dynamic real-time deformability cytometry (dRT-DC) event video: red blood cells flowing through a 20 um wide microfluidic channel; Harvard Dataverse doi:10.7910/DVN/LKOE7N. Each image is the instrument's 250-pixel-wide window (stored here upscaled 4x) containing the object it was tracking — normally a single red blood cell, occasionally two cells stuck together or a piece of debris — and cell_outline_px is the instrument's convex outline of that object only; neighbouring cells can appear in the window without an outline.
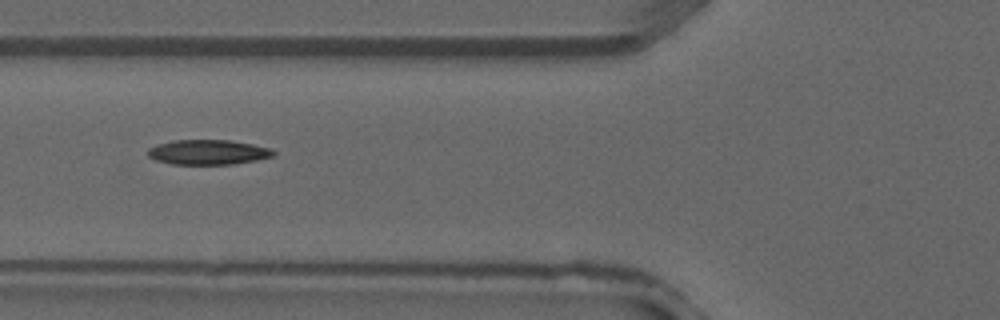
{"species": "common noctule bat (a hibernating species)", "species_latin": "Nyctalus noctula", "temperature_condition": "warm", "stored_images_in_passage": 29, "camera_frame_rate_fps": 3000, "um_per_image_px": 0.085, "animal": {"sex": "male", "forearm_length_mm": 52.5}, "frame": {"image": 1, "passage_image": 5, "time_ms": 1.333, "image_size_px": [1000, 320], "cell_outline_px": [[276, 152], [272, 156], [256, 160], [232, 164], [172, 164], [156, 160], [148, 156], [148, 148], [156, 144], [172, 140], [232, 140], [272, 148]], "centroid_in_image_um": [17.68, 12.92], "position_along_channel_um": 108.1, "area_um2": 18.26}}
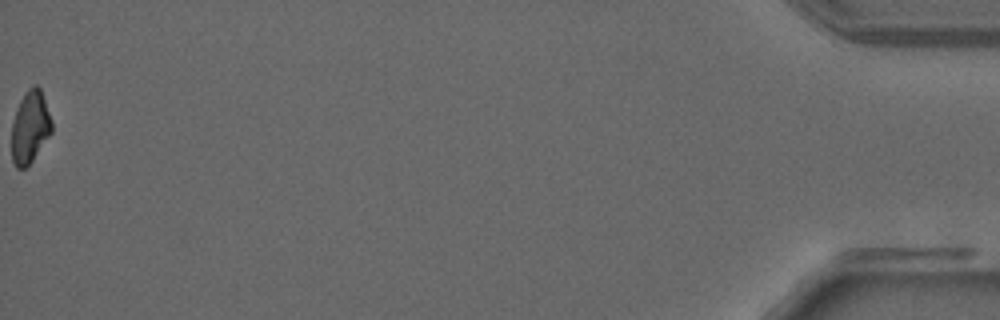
{"frame": {"image": 2, "passage_image": 29, "time_ms": 9.333, "image_size_px": [1000, 320], "cell_outline_px": [[52, 132], [32, 160], [24, 168], [16, 168], [12, 160], [12, 124], [16, 108], [24, 92], [32, 84], [36, 84], [40, 88], [52, 120]], "centroid_in_image_um": [2.55, 10.76], "position_along_channel_um": 432.6, "area_um2": 16.88}}